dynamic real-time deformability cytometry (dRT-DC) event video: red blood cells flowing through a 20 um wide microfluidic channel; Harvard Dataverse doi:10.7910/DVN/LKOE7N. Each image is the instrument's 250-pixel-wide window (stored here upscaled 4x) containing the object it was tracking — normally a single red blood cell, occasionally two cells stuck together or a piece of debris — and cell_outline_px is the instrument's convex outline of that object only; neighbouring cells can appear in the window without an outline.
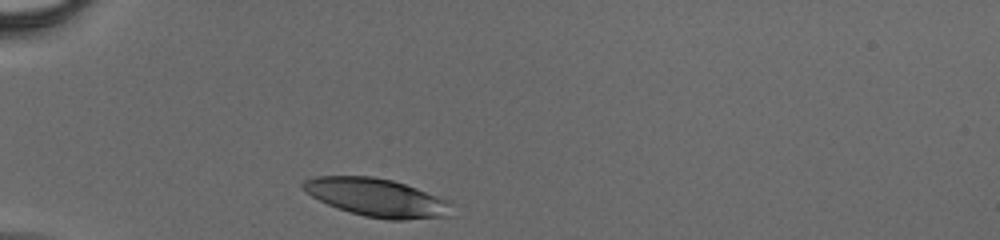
{"species": "human", "species_latin": "Homo sapiens", "temperature_condition": "cold", "stored_images_in_passage": 31, "camera_frame_rate_fps": 3000, "um_per_image_px": 0.085, "donor": {"sex": "male"}, "frame": {"image": 1, "passage_image": 1, "time_ms": 0.0, "image_size_px": [1000, 240], "cell_outline_px": [[452, 216], [404, 220], [388, 220], [364, 216], [328, 204], [312, 196], [300, 188], [300, 184], [304, 180], [316, 176], [372, 176], [392, 180], [416, 188], [448, 200]], "centroid_in_image_um": [32.01, 16.79], "position_along_channel_um": 53.0, "area_um2": 32.83}}
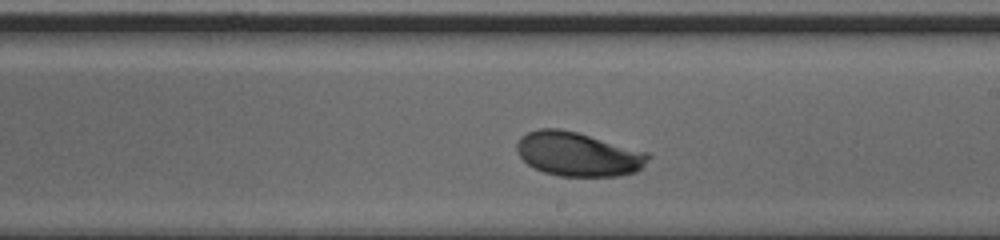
{"frame": {"image": 2, "passage_image": 18, "time_ms": 5.667, "image_size_px": [1000, 240], "cell_outline_px": [[652, 156], [636, 172], [620, 176], [560, 176], [544, 172], [532, 168], [516, 152], [516, 144], [520, 136], [528, 132], [540, 128], [560, 128], [576, 132], [648, 152]], "centroid_in_image_um": [49.11, 13.1], "position_along_channel_um": 239.9, "area_um2": 33.81}}
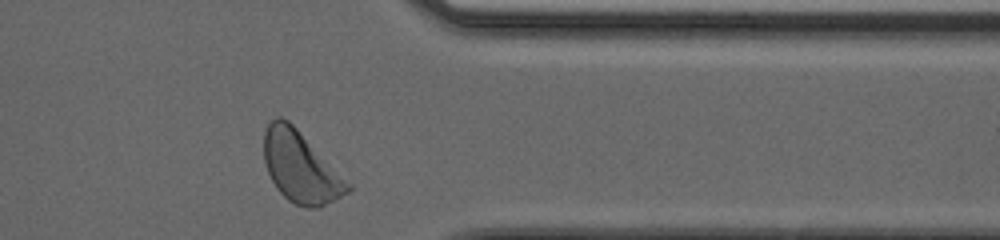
{"frame": {"image": 3, "passage_image": 30, "time_ms": 9.667, "image_size_px": [1000, 240], "cell_outline_px": [[352, 188], [348, 192], [320, 208], [308, 208], [296, 204], [288, 200], [276, 188], [268, 172], [264, 160], [264, 132], [268, 124], [276, 116], [280, 116], [288, 120], [352, 184]], "centroid_in_image_um": [25.55, 14.21], "position_along_channel_um": 385.8, "area_um2": 34.45}}